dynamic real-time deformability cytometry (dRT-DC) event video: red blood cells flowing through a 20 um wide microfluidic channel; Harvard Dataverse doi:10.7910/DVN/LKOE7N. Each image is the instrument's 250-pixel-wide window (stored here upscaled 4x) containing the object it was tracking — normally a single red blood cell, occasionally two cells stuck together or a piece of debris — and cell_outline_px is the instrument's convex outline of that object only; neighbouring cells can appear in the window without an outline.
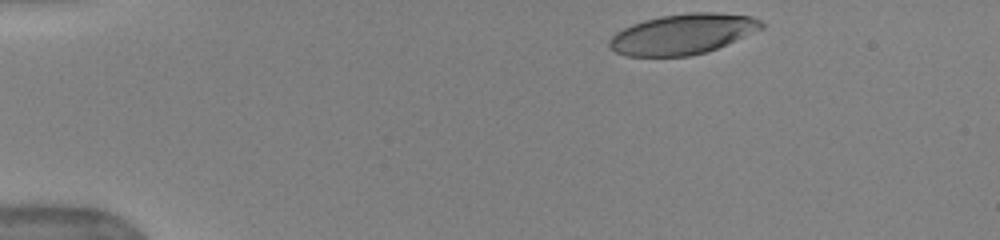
{"species": "human", "species_latin": "Homo sapiens", "temperature_condition": "warm", "stored_images_in_passage": 44, "camera_frame_rate_fps": 3000, "um_per_image_px": 0.085, "donor": {"sex": "female"}, "frame": {"image": 1, "passage_image": 1, "time_ms": 0.0, "image_size_px": [1000, 240], "cell_outline_px": [[764, 28], [708, 52], [688, 56], [628, 56], [616, 52], [608, 44], [608, 40], [616, 32], [632, 24], [644, 20], [660, 16], [688, 12], [716, 12], [752, 16], [760, 20], [764, 24]], "centroid_in_image_um": [58.05, 2.89], "position_along_channel_um": 27.0, "area_um2": 35.84}}
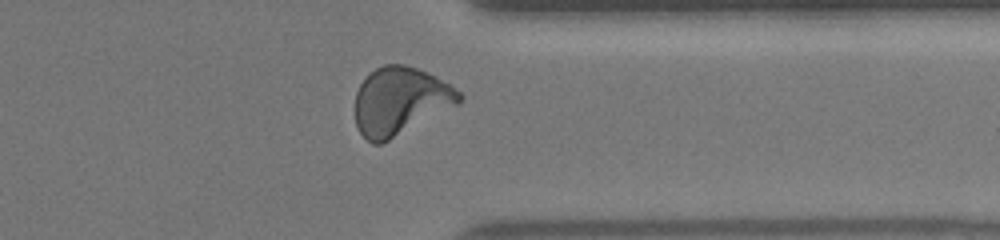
{"frame": {"image": 2, "passage_image": 34, "time_ms": 11.0, "image_size_px": [1000, 240], "cell_outline_px": [[464, 96], [460, 104], [380, 144], [372, 144], [360, 132], [356, 124], [356, 92], [360, 84], [376, 68], [384, 64], [404, 64], [416, 68], [448, 84], [460, 92]], "centroid_in_image_um": [34.02, 8.6], "position_along_channel_um": 377.4, "area_um2": 40.52}}
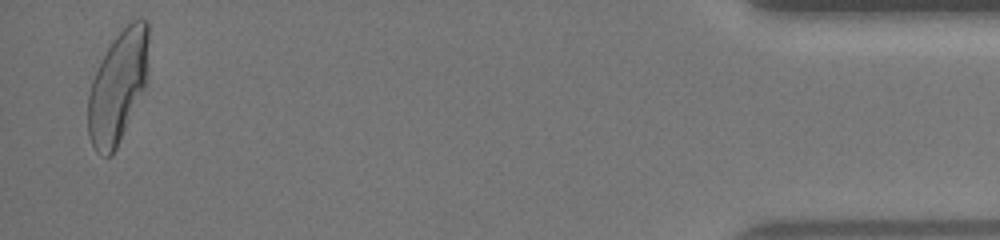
{"frame": {"image": 3, "passage_image": 43, "time_ms": 14.0, "image_size_px": [1000, 240], "cell_outline_px": [[148, 40], [144, 88], [116, 148], [108, 156], [104, 156], [96, 152], [92, 144], [88, 132], [88, 96], [92, 80], [112, 40], [132, 20], [140, 16], [148, 20]], "centroid_in_image_um": [10.01, 7.34], "position_along_channel_um": 425.2, "area_um2": 38.55}, "authors_computed_cell_mechanics": {"area_um2": 38.7549, "velocity_mm_per_s": 3.9616, "shape_relaxation_time_tau1_ms": 4.0966, "shape_relaxation_time_tau2_ms": 0.9144, "deformation_change_tau1": 0.2035, "deformation_change_tau2": 0.0725}}